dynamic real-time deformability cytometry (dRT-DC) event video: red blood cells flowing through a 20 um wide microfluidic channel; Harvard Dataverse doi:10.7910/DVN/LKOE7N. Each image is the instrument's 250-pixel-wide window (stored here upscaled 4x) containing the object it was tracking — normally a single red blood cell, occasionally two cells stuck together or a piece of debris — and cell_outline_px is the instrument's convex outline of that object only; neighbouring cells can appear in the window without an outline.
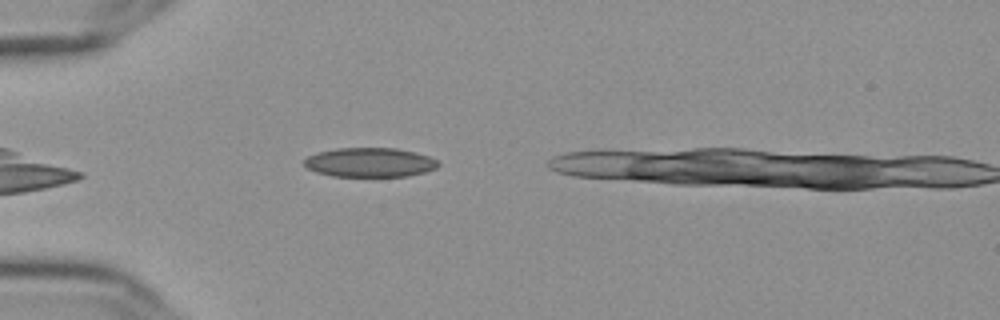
{"species": "Egyptian fruit bat (a non-hibernating species)", "species_latin": "Rousettus aegyptiacus", "temperature_condition": "cold", "stored_images_in_passage": 37, "camera_frame_rate_fps": 3000, "um_per_image_px": 0.085, "frame": {"image": 1, "passage_image": 7, "time_ms": 2.0, "image_size_px": [1000, 320], "cell_outline_px": [[440, 164], [436, 168], [424, 172], [408, 176], [332, 176], [316, 172], [308, 168], [304, 164], [304, 160], [308, 156], [320, 152], [336, 148], [396, 148], [428, 156], [436, 160]], "centroid_in_image_um": [31.43, 13.8], "position_along_channel_um": 53.6, "area_um2": 22.66}}
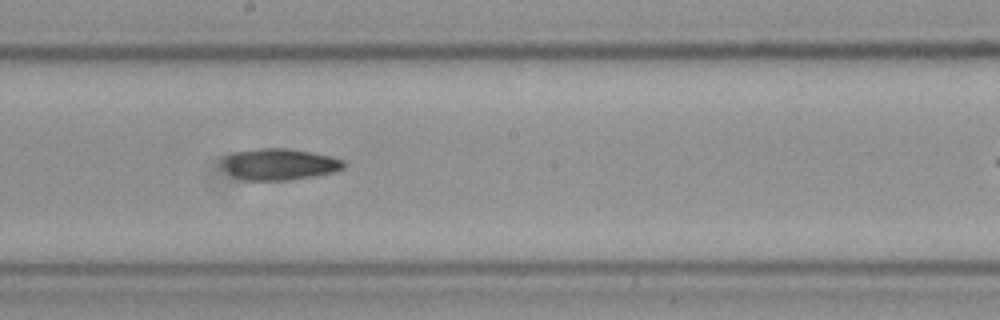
{"frame": {"image": 2, "passage_image": 22, "time_ms": 7.0, "image_size_px": [1000, 320], "cell_outline_px": [[344, 168], [332, 172], [312, 176], [288, 180], [244, 180], [228, 172], [224, 164], [224, 160], [228, 156], [236, 152], [260, 148], [288, 148], [312, 152], [332, 156], [344, 160]], "centroid_in_image_um": [23.81, 13.95], "position_along_channel_um": 224.4, "area_um2": 21.79}}
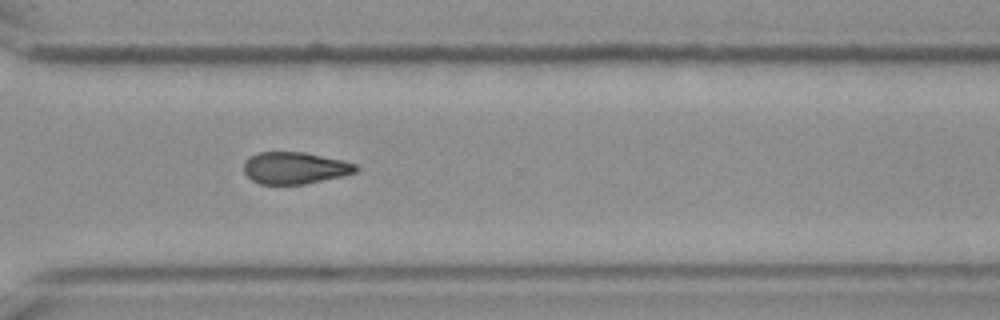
{"frame": {"image": 3, "passage_image": 32, "time_ms": 10.333, "image_size_px": [1000, 320], "cell_outline_px": [[360, 168], [356, 172], [340, 176], [304, 184], [260, 184], [252, 180], [244, 172], [244, 164], [256, 152], [304, 152], [340, 160], [356, 164]], "centroid_in_image_um": [25.06, 14.28], "position_along_channel_um": 345.5, "area_um2": 20.52}}